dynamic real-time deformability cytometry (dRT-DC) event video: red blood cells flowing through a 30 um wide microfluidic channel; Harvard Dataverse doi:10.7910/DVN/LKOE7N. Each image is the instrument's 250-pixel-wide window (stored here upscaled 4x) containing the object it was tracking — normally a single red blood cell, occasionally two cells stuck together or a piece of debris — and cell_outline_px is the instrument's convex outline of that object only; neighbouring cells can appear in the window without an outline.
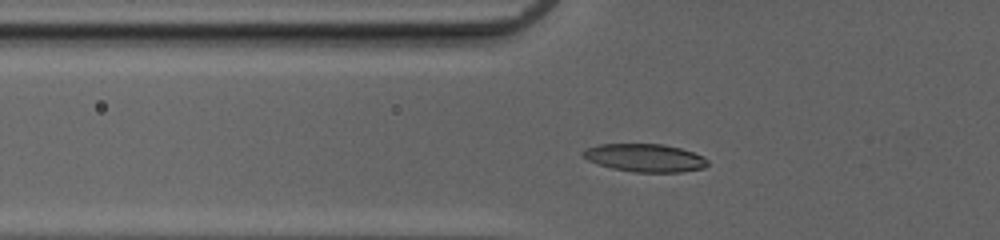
{"species": "common noctule bat (a hibernating species)", "species_latin": "Nyctalus noctula", "temperature_condition": "cold", "stored_images_in_passage": 44, "camera_frame_rate_fps": 3000, "um_per_image_px": 0.085, "animal": {"sex": "female", "body_mass_g": 20.0, "forearm_length_mm": 54.0}, "frame": {"image": 1, "passage_image": 12, "time_ms": 3.667, "image_size_px": [1000, 240], "cell_outline_px": [[708, 164], [704, 168], [680, 172], [636, 172], [612, 168], [588, 160], [580, 152], [588, 148], [600, 144], [664, 144], [680, 148], [704, 156], [708, 160]], "centroid_in_image_um": [54.86, 13.41], "position_along_channel_um": 70.9, "area_um2": 20.17}}
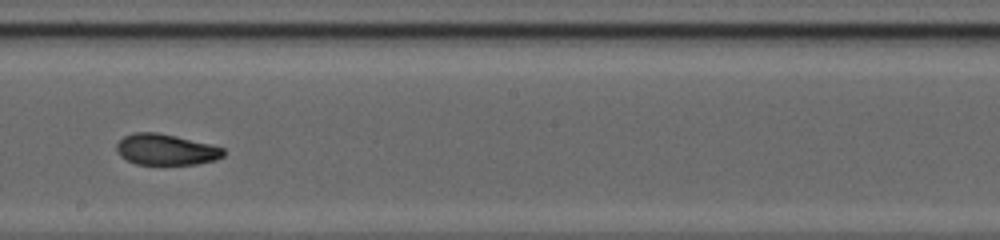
{"frame": {"image": 2, "passage_image": 24, "time_ms": 7.667, "image_size_px": [1000, 240], "cell_outline_px": [[224, 156], [216, 160], [196, 164], [136, 164], [120, 156], [116, 148], [116, 144], [124, 136], [136, 132], [156, 132], [176, 136], [212, 144], [224, 148]], "centroid_in_image_um": [14.12, 12.71], "position_along_channel_um": 234.1, "area_um2": 19.31}}
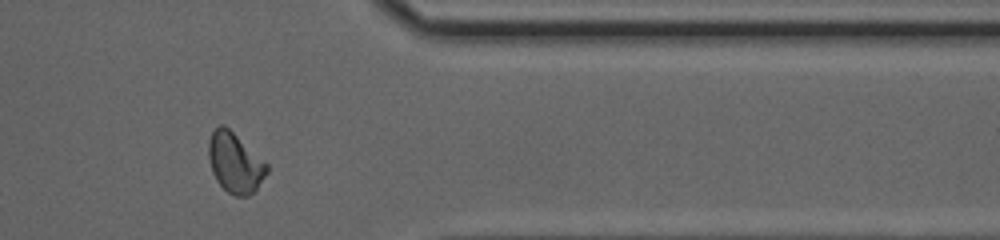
{"frame": {"image": 3, "passage_image": 36, "time_ms": 11.667, "image_size_px": [1000, 240], "cell_outline_px": [[268, 172], [256, 188], [248, 196], [236, 196], [228, 192], [216, 180], [212, 172], [208, 156], [208, 140], [212, 132], [220, 124], [224, 124], [264, 160], [268, 164]], "centroid_in_image_um": [19.96, 13.82], "position_along_channel_um": 391.4, "area_um2": 20.23}, "authors_computed_cell_mechanics": {"area_um2": 19.5653, "velocity_mm_per_s": 4.1366, "shape_relaxation_time_tau1_ms": 4.5788, "shape_relaxation_time_tau2_ms": 1.6136, "deformation_change_tau1": 0.1896, "deformation_change_tau2": 0.0738}}